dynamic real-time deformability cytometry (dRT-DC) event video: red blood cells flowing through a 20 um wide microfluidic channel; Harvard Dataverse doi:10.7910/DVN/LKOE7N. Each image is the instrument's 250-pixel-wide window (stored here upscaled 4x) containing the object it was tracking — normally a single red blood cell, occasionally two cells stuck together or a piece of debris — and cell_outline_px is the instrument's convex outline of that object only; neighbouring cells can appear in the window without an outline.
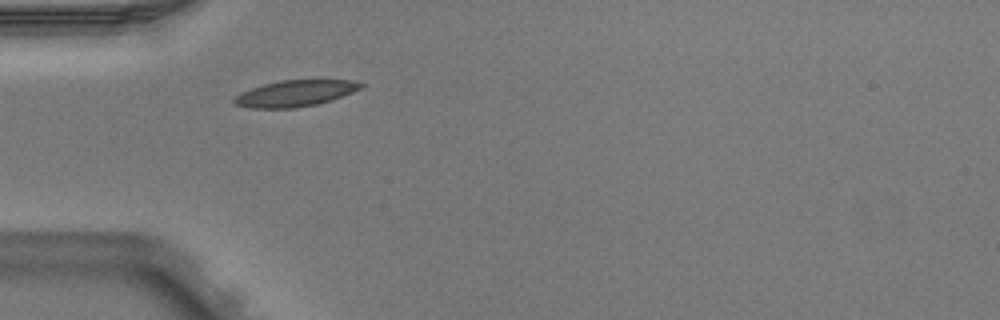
{"species": "Egyptian fruit bat (a non-hibernating species)", "species_latin": "Rousettus aegyptiacus", "temperature_condition": "warm", "stored_images_in_passage": 2, "camera_frame_rate_fps": 3000, "um_per_image_px": 0.085, "animal": {"sex": "male"}, "frame": {"image": 1, "passage_image": 1, "time_ms": 0.0, "image_size_px": [1000, 320], "cell_outline_px": [[364, 84], [360, 88], [352, 92], [332, 100], [316, 104], [292, 108], [252, 108], [236, 104], [232, 100], [240, 92], [264, 84], [280, 80], [352, 80]], "centroid_in_image_um": [25.08, 7.93], "position_along_channel_um": 59.9, "area_um2": 19.13}}
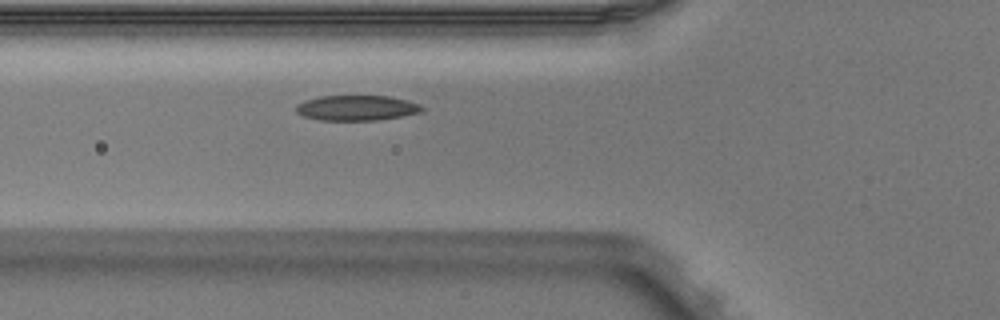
{"frame": {"image": 2, "passage_image": 2, "time_ms": 0.333, "image_size_px": [1000, 320], "cell_outline_px": [[424, 108], [420, 112], [400, 116], [376, 120], [320, 120], [304, 116], [296, 112], [296, 104], [304, 100], [320, 96], [388, 96], [408, 100], [420, 104]], "centroid_in_image_um": [30.29, 9.16], "position_along_channel_um": 95.5, "area_um2": 18.44}}